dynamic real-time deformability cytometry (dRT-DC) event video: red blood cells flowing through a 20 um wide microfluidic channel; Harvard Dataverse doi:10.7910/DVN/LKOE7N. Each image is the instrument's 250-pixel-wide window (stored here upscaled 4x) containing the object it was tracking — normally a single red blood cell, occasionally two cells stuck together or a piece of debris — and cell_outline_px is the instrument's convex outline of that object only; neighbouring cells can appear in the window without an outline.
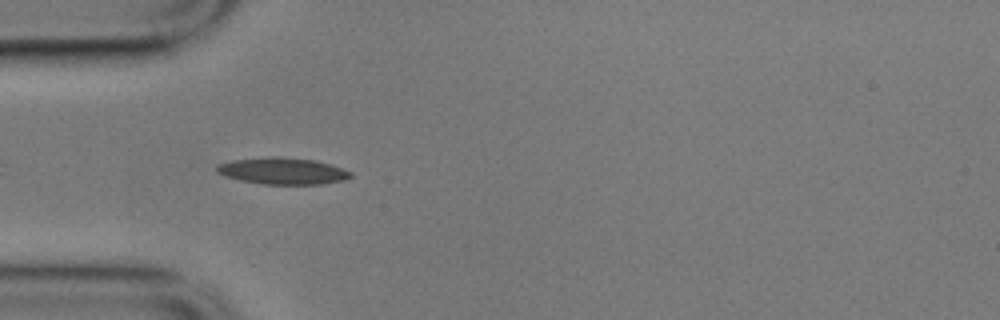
{"species": "common noctule bat (a hibernating species)", "species_latin": "Nyctalus noctula", "temperature_condition": "cold", "stored_images_in_passage": 44, "camera_frame_rate_fps": 3000, "um_per_image_px": 0.085, "animal": {"sex": "male", "body_mass_g": 17.9}, "frame": {"image": 1, "passage_image": 5, "time_ms": 1.333, "image_size_px": [1000, 320], "cell_outline_px": [[352, 176], [344, 180], [320, 184], [264, 184], [240, 180], [216, 172], [216, 164], [232, 160], [268, 156], [280, 156], [316, 160], [352, 172]], "centroid_in_image_um": [24.0, 14.52], "position_along_channel_um": 61.0, "area_um2": 20.75}}
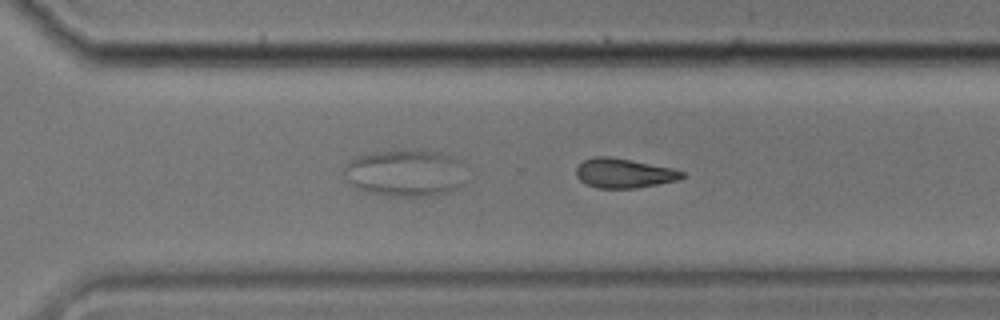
{"frame": {"image": 2, "passage_image": 27, "time_ms": 8.667, "image_size_px": [1000, 320], "cell_outline_px": [[684, 176], [676, 180], [636, 188], [596, 188], [580, 180], [576, 176], [576, 168], [584, 160], [592, 156], [608, 156], [672, 168], [684, 172]], "centroid_in_image_um": [52.99, 14.72], "position_along_channel_um": 317.6, "area_um2": 17.92}}
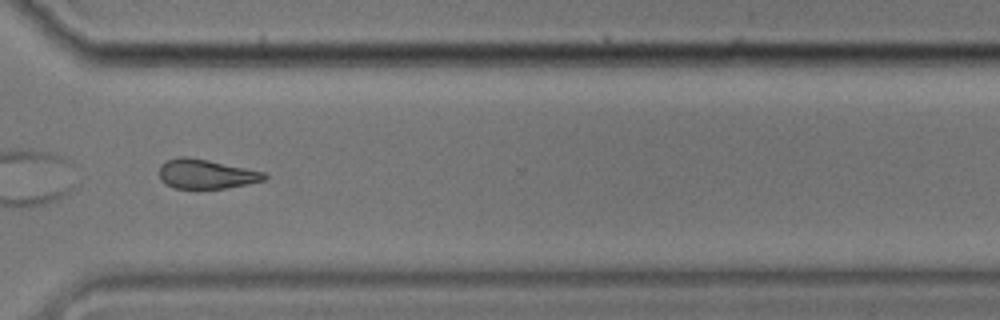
{"frame": {"image": 3, "passage_image": 30, "time_ms": 9.667, "image_size_px": [1000, 320], "cell_outline_px": [[268, 176], [264, 180], [224, 188], [176, 188], [160, 180], [160, 164], [168, 160], [180, 156], [188, 156], [208, 160], [264, 172]], "centroid_in_image_um": [17.49, 14.77], "position_along_channel_um": 353.1, "area_um2": 17.69}, "authors_computed_cell_mechanics": {"area_um2": 19.4208, "velocity_mm_per_s": 3.5269, "shape_relaxation_time_tau1_ms": 4.2665, "shape_relaxation_time_tau2_ms": null, "deformation_change_tau1": 0.1305, "deformation_change_tau2": null}}